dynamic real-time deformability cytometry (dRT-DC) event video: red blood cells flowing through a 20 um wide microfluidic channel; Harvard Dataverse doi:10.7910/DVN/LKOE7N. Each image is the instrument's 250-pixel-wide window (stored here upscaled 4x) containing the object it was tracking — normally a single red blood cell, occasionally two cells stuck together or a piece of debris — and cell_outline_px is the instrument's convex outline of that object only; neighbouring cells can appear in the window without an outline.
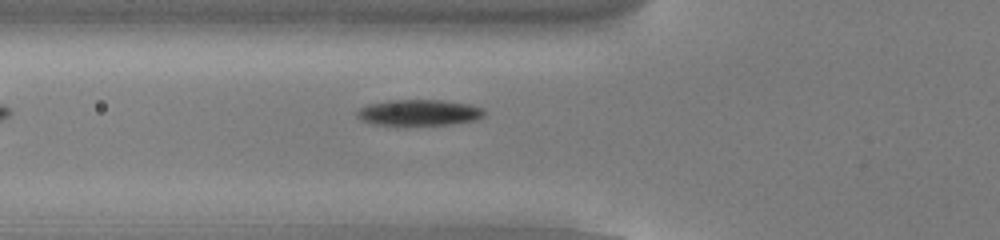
{"species": "common noctule bat (a hibernating species)", "species_latin": "Nyctalus noctula", "temperature_condition": "cold", "stored_images_in_passage": 33, "camera_frame_rate_fps": 3000, "um_per_image_px": 0.085, "animal": {"sex": "male", "body_mass_g": 13.0, "forearm_length_mm": 53.1}, "frame": {"image": 1, "passage_image": 2, "time_ms": 0.333, "image_size_px": [1000, 240], "cell_outline_px": [[484, 116], [476, 120], [452, 124], [372, 124], [360, 120], [356, 116], [356, 112], [360, 108], [368, 104], [388, 100], [440, 100], [468, 104], [484, 108]], "centroid_in_image_um": [35.6, 9.56], "position_along_channel_um": 90.2, "area_um2": 19.13}}
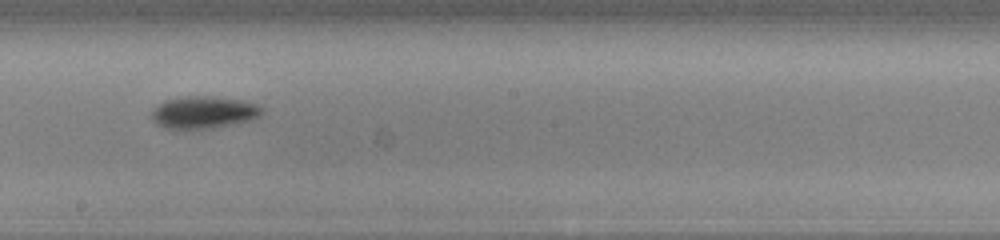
{"frame": {"image": 2, "passage_image": 13, "time_ms": 4.0, "image_size_px": [1000, 240], "cell_outline_px": [[264, 112], [260, 116], [252, 120], [236, 124], [212, 128], [164, 128], [156, 124], [152, 120], [152, 112], [164, 100], [184, 96], [212, 96], [244, 100], [260, 104], [264, 108]], "centroid_in_image_um": [17.39, 9.54], "position_along_channel_um": 230.8, "area_um2": 20.98}}
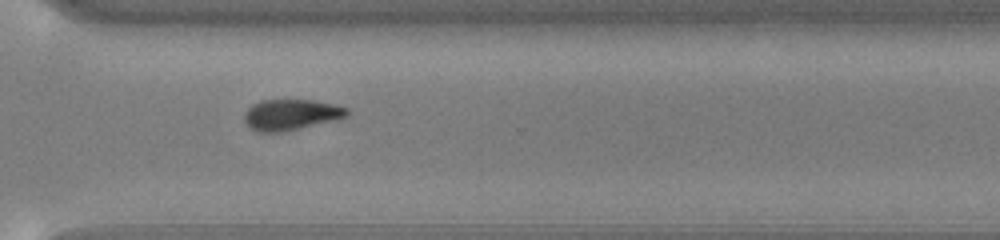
{"frame": {"image": 3, "passage_image": 22, "time_ms": 7.0, "image_size_px": [1000, 240], "cell_outline_px": [[348, 116], [336, 120], [280, 132], [256, 132], [248, 128], [244, 120], [244, 112], [252, 104], [260, 100], [312, 100], [336, 104], [348, 108]], "centroid_in_image_um": [24.71, 9.74], "position_along_channel_um": 345.9, "area_um2": 18.61}}